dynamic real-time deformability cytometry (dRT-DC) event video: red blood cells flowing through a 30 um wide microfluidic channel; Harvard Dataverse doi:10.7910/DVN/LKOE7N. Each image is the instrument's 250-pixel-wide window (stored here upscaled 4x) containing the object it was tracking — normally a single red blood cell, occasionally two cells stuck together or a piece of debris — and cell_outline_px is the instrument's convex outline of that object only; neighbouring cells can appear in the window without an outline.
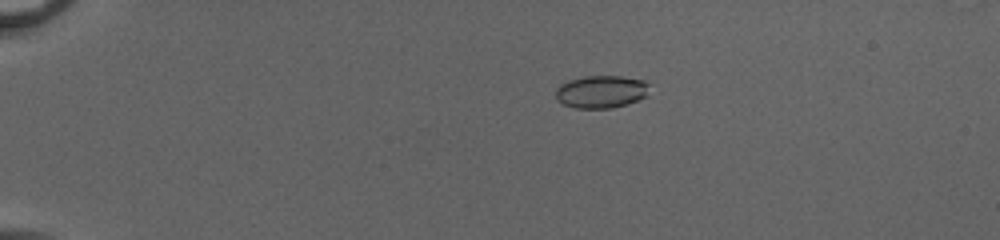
{"species": "common noctule bat (a hibernating species)", "species_latin": "Nyctalus noctula", "temperature_condition": "cold", "stored_images_in_passage": 54, "camera_frame_rate_fps": 3000, "um_per_image_px": 0.085, "animal": {"sex": "female", "body_mass_g": 20.0, "forearm_length_mm": 54.0}, "frame": {"image": 1, "passage_image": 13, "time_ms": 4.0, "image_size_px": [1000, 240], "cell_outline_px": [[648, 84], [644, 96], [628, 104], [612, 108], [576, 108], [564, 104], [556, 100], [556, 88], [560, 84], [568, 80], [584, 76], [620, 76], [644, 80]], "centroid_in_image_um": [51.04, 7.79], "position_along_channel_um": 34.0, "area_um2": 17.69}}
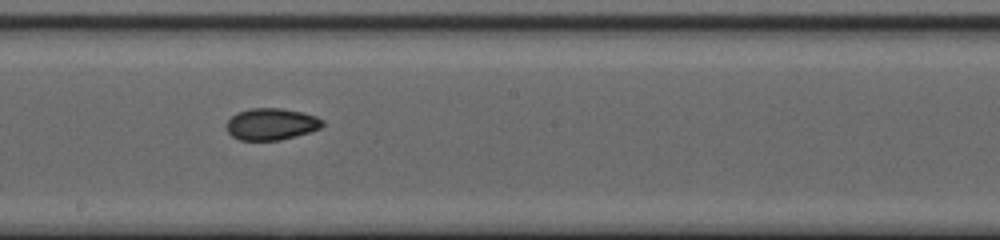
{"frame": {"image": 2, "passage_image": 33, "time_ms": 10.667, "image_size_px": [1000, 240], "cell_outline_px": [[324, 124], [320, 128], [296, 136], [280, 140], [240, 140], [232, 136], [228, 132], [228, 120], [236, 112], [252, 108], [280, 108], [304, 112], [316, 116], [324, 120]], "centroid_in_image_um": [23.08, 10.54], "position_along_channel_um": 225.1, "area_um2": 17.74}}
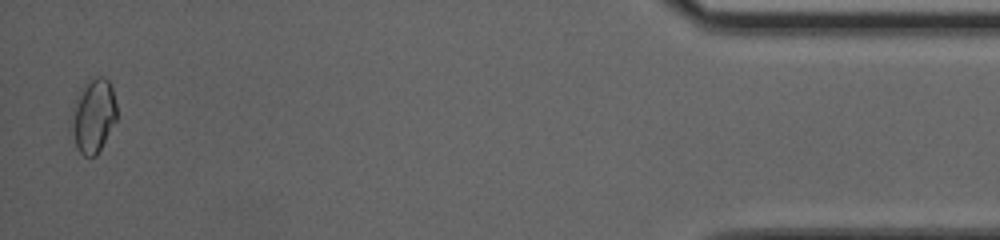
{"frame": {"image": 3, "passage_image": 53, "time_ms": 17.333, "image_size_px": [1000, 240], "cell_outline_px": [[116, 120], [96, 156], [84, 156], [76, 148], [72, 132], [72, 112], [76, 96], [80, 88], [84, 84], [96, 76], [104, 76], [108, 80], [112, 88], [116, 104]], "centroid_in_image_um": [7.93, 9.82], "position_along_channel_um": 427.3, "area_um2": 19.36}, "authors_computed_cell_mechanics": {"area_um2": 18.0914, "velocity_mm_per_s": 4.0813, "shape_relaxation_time_tau1_ms": 7.704, "shape_relaxation_time_tau2_ms": 1.7498, "deformation_change_tau1": 0.1471, "deformation_change_tau2": 0.0347}}